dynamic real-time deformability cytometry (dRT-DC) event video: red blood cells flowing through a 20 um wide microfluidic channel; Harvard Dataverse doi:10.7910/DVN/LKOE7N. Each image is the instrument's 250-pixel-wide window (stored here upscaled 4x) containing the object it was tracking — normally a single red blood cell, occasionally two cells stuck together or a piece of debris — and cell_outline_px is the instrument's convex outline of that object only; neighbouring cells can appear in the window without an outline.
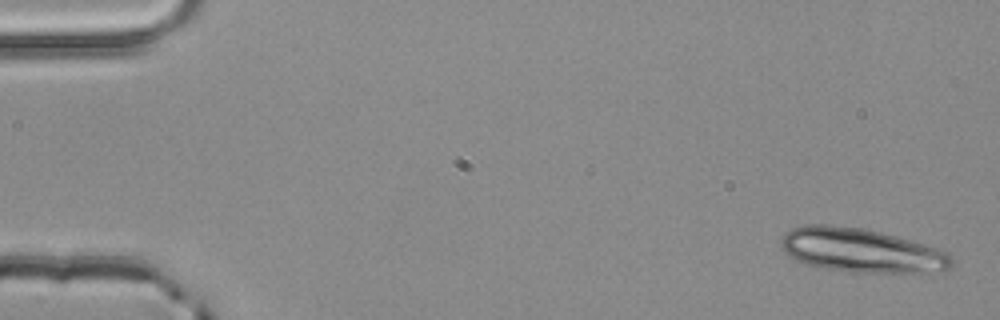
{"species": "common noctule bat (a hibernating species)", "species_latin": "Nyctalus noctula", "temperature_condition": "room temperature", "stored_images_in_passage": 4, "camera_frame_rate_fps": 3000, "um_per_image_px": 0.085, "animal": {"sex": "male", "body_mass_g": 20.4}, "frame": {"image": 1, "passage_image": 1, "time_ms": 0.0, "image_size_px": [1000, 320], "cell_outline_px": [[952, 264], [944, 272], [852, 272], [824, 268], [808, 264], [796, 260], [788, 256], [780, 248], [780, 240], [784, 232], [792, 228], [804, 224], [828, 224], [864, 228], [896, 236], [936, 248], [948, 252], [952, 256]], "centroid_in_image_um": [73.16, 21.27], "position_along_channel_um": 11.8, "area_um2": 43.93}}